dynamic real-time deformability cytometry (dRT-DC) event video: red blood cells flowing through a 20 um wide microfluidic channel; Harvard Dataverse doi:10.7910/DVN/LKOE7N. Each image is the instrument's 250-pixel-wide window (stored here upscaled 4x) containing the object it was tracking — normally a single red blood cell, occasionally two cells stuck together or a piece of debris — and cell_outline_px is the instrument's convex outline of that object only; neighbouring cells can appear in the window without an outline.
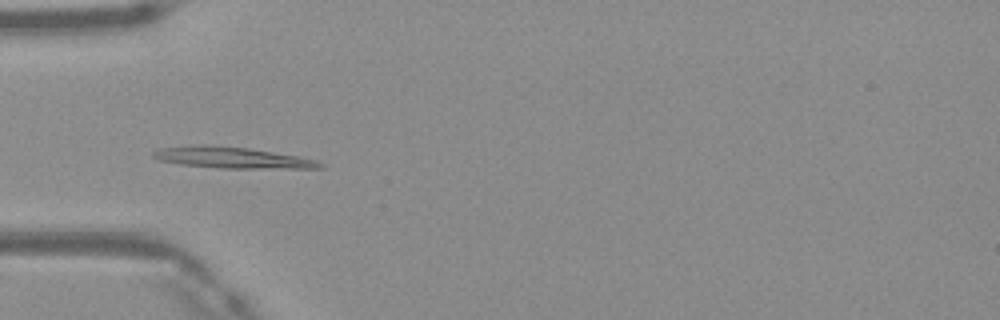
{"species": "Egyptian fruit bat (a non-hibernating species)", "species_latin": "Rousettus aegyptiacus", "temperature_condition": "warm", "stored_images_in_passage": 38, "camera_frame_rate_fps": 3000, "um_per_image_px": 0.085, "frame": {"image": 1, "passage_image": 5, "time_ms": 1.333, "image_size_px": [1000, 320], "cell_outline_px": [[324, 168], [220, 168], [180, 164], [160, 160], [152, 156], [152, 152], [160, 148], [192, 144], [208, 144], [248, 148], [300, 156], [316, 160], [324, 164]], "centroid_in_image_um": [19.72, 13.38], "position_along_channel_um": 65.3, "area_um2": 20.75}}
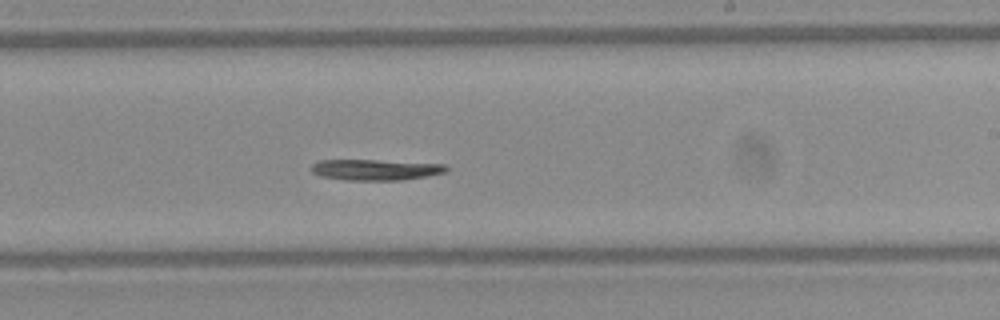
{"frame": {"image": 2, "passage_image": 19, "time_ms": 6.0, "image_size_px": [1000, 320], "cell_outline_px": [[448, 172], [400, 180], [348, 180], [320, 176], [312, 172], [312, 164], [320, 160], [376, 160], [444, 164], [448, 168]], "centroid_in_image_um": [31.91, 14.42], "position_along_channel_um": 257.1, "area_um2": 16.24}}
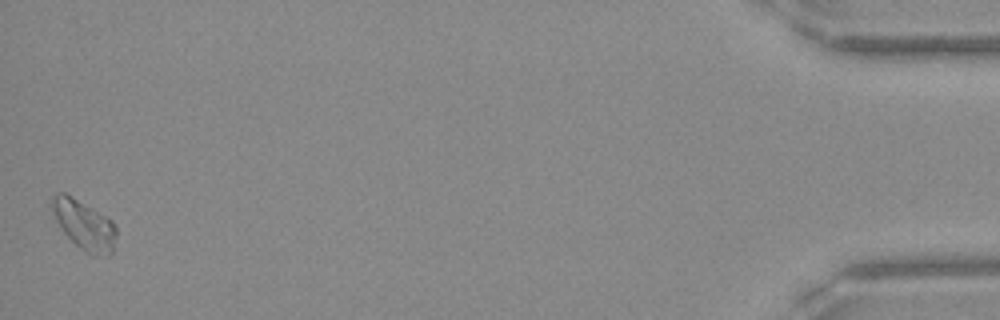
{"frame": {"image": 3, "passage_image": 38, "time_ms": 12.333, "image_size_px": [1000, 320], "cell_outline_px": [[116, 236], [112, 252], [108, 256], [92, 256], [84, 252], [60, 228], [52, 212], [52, 196], [60, 192], [64, 192], [112, 220], [116, 228]], "centroid_in_image_um": [7.17, 19.15], "position_along_channel_um": 428.0, "area_um2": 18.32}}